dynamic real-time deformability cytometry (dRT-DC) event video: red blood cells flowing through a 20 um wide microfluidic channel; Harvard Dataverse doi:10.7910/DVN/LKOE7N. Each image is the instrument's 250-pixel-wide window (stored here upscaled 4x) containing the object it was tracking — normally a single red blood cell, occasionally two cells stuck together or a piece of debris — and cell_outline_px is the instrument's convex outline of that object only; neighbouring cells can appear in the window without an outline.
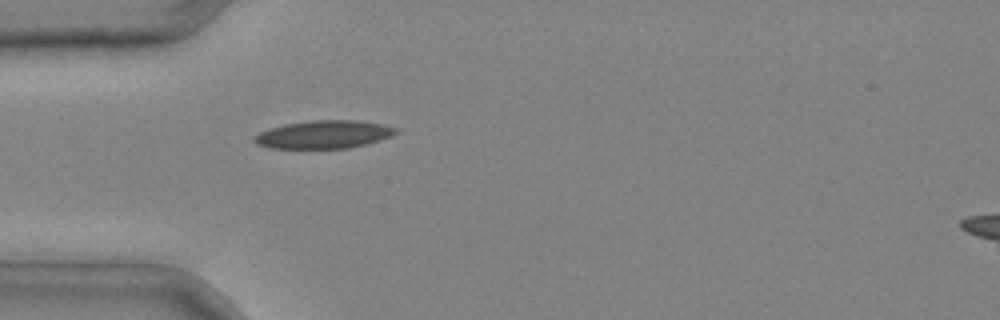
{"species": "common noctule bat (a hibernating species)", "species_latin": "Nyctalus noctula", "temperature_condition": "cold", "stored_images_in_passage": 2, "camera_frame_rate_fps": 3000, "um_per_image_px": 0.085, "animal": {"sex": "male", "body_mass_g": 20.4}, "frame": {"image": 1, "passage_image": 1, "time_ms": 0.0, "image_size_px": [1000, 320], "cell_outline_px": [[400, 132], [392, 136], [380, 140], [348, 148], [268, 148], [256, 144], [252, 140], [252, 136], [260, 132], [284, 124], [312, 120], [356, 120], [380, 124], [400, 128]], "centroid_in_image_um": [27.53, 11.43], "position_along_channel_um": 57.5, "area_um2": 23.18}}